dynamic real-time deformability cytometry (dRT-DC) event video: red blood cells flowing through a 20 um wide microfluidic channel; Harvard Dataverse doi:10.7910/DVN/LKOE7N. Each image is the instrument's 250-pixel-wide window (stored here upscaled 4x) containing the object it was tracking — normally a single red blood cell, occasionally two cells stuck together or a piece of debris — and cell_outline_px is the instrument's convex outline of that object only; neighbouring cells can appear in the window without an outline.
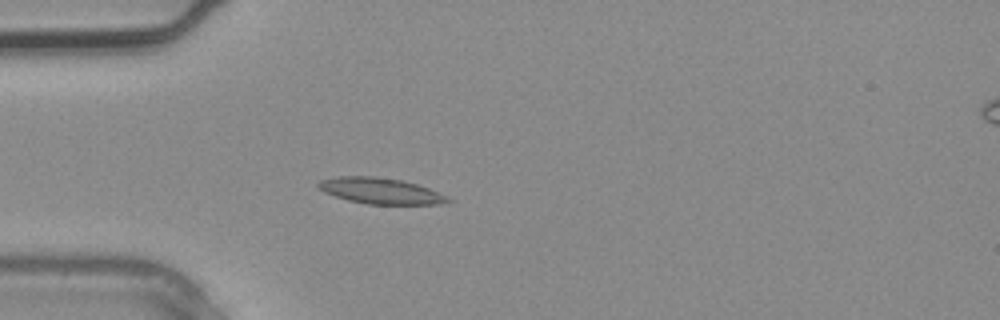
{"species": "common noctule bat (a hibernating species)", "species_latin": "Nyctalus noctula", "temperature_condition": "warm", "stored_images_in_passage": 3, "camera_frame_rate_fps": 3000, "um_per_image_px": 0.085, "animal": {"sex": "male", "body_mass_g": 20.4}, "frame": {"image": 1, "passage_image": 3, "time_ms": 0.667, "image_size_px": [1000, 320], "cell_outline_px": [[452, 200], [440, 204], [368, 204], [348, 200], [324, 192], [316, 188], [316, 184], [320, 180], [336, 176], [376, 176], [400, 180], [416, 184], [428, 188], [448, 196]], "centroid_in_image_um": [32.3, 16.22], "position_along_channel_um": 52.7, "area_um2": 19.59}}